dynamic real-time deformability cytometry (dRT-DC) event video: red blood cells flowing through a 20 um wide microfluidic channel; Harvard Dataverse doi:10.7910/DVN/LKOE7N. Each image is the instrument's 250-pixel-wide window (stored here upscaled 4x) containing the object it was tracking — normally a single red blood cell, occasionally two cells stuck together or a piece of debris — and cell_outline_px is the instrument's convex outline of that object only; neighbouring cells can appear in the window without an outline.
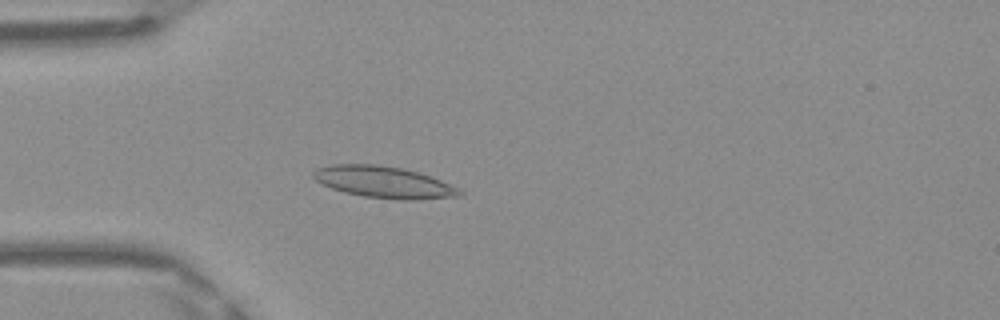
{"species": "Egyptian fruit bat (a non-hibernating species)", "species_latin": "Rousettus aegyptiacus", "temperature_condition": "warm", "stored_images_in_passage": 49, "camera_frame_rate_fps": 3000, "um_per_image_px": 0.085, "frame": {"image": 1, "passage_image": 14, "time_ms": 4.333, "image_size_px": [1000, 320], "cell_outline_px": [[464, 196], [412, 200], [404, 200], [364, 196], [344, 192], [320, 184], [312, 176], [312, 172], [316, 168], [332, 164], [376, 164], [400, 168], [416, 172], [440, 180], [460, 188], [464, 192]], "centroid_in_image_um": [32.62, 15.49], "position_along_channel_um": 52.4, "area_um2": 26.93}}
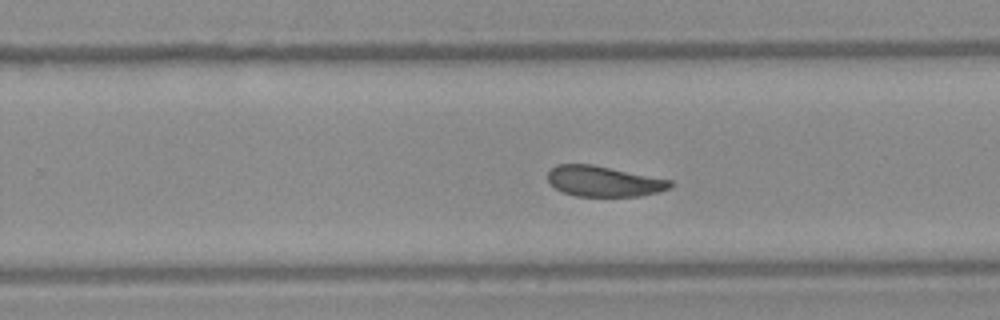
{"frame": {"image": 2, "passage_image": 31, "time_ms": 10.0, "image_size_px": [1000, 320], "cell_outline_px": [[672, 184], [668, 188], [660, 192], [640, 196], [576, 196], [564, 192], [556, 188], [548, 180], [548, 172], [556, 164], [592, 164], [672, 180]], "centroid_in_image_um": [51.33, 15.4], "position_along_channel_um": 278.5, "area_um2": 21.68}}
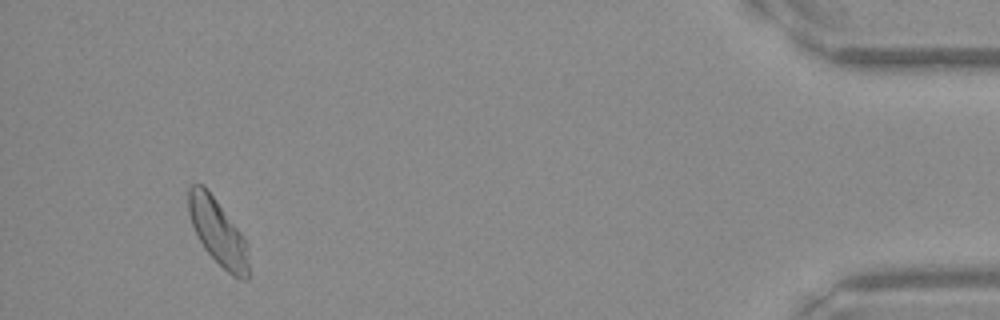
{"frame": {"image": 3, "passage_image": 46, "time_ms": 15.0, "image_size_px": [1000, 320], "cell_outline_px": [[248, 280], [240, 280], [232, 276], [204, 248], [192, 224], [188, 212], [188, 188], [192, 184], [204, 184], [244, 236], [248, 244]], "centroid_in_image_um": [18.53, 19.71], "position_along_channel_um": 416.7, "area_um2": 23.06}, "authors_computed_cell_mechanics": {"area_um2": 23.3512, "velocity_mm_per_s": 4.1536, "shape_relaxation_time_tau1_ms": 6.0346, "shape_relaxation_time_tau2_ms": 2.3089, "deformation_change_tau1": 0.1535, "deformation_change_tau2": 0.0664}}